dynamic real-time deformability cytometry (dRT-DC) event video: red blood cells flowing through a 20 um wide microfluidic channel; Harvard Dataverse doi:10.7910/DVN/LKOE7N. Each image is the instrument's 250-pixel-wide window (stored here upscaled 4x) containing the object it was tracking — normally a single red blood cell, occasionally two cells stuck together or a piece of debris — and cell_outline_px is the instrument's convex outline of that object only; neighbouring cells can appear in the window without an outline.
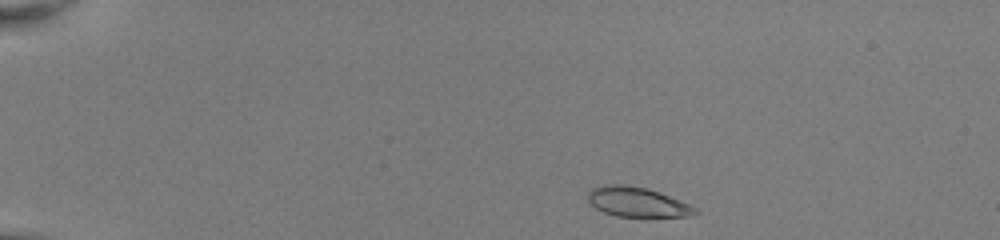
{"species": "common noctule bat (a hibernating species)", "species_latin": "Nyctalus noctula", "temperature_condition": "room temperature", "stored_images_in_passage": 9, "camera_frame_rate_fps": 3000, "um_per_image_px": 0.085, "animal": {"sex": "female", "body_mass_g": 22.0, "forearm_length_mm": 56.7}, "frame": {"image": 1, "passage_image": 1, "time_ms": 0.0, "image_size_px": [1000, 240], "cell_outline_px": [[700, 212], [688, 216], [616, 216], [604, 212], [596, 208], [588, 200], [588, 192], [592, 188], [604, 184], [624, 184], [648, 188], [680, 200], [696, 208]], "centroid_in_image_um": [54.14, 17.15], "position_along_channel_um": 30.9, "area_um2": 18.44}}